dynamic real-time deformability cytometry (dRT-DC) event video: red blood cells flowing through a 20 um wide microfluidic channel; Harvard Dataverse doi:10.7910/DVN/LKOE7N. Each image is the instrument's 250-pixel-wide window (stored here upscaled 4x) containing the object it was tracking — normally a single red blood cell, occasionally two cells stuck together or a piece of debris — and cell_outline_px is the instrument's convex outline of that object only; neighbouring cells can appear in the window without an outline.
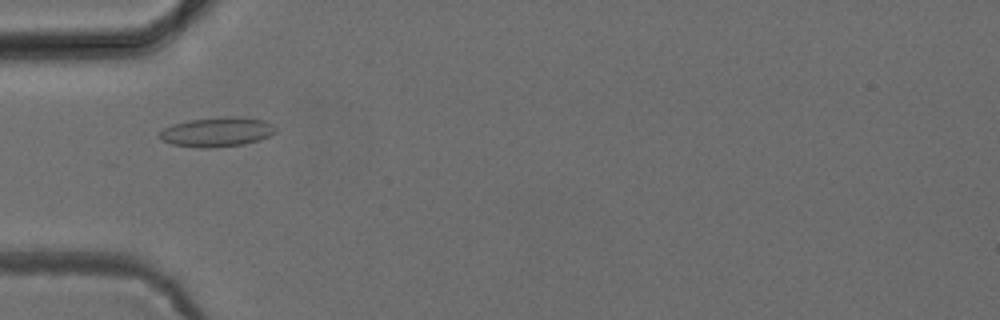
{"species": "common noctule bat (a hibernating species)", "species_latin": "Nyctalus noctula", "temperature_condition": "cold", "stored_images_in_passage": 52, "camera_frame_rate_fps": 3000, "um_per_image_px": 0.085, "animal": {"sex": "female", "body_mass_g": 24.6, "forearm_length_mm": 56.2}, "frame": {"image": 1, "passage_image": 17, "time_ms": 5.333, "image_size_px": [1000, 320], "cell_outline_px": [[276, 132], [260, 140], [244, 144], [208, 148], [200, 148], [172, 144], [160, 140], [156, 136], [164, 128], [172, 124], [188, 120], [224, 116], [240, 116], [264, 120], [272, 124], [276, 128]], "centroid_in_image_um": [18.42, 11.21], "position_along_channel_um": 66.6, "area_um2": 20.23}}
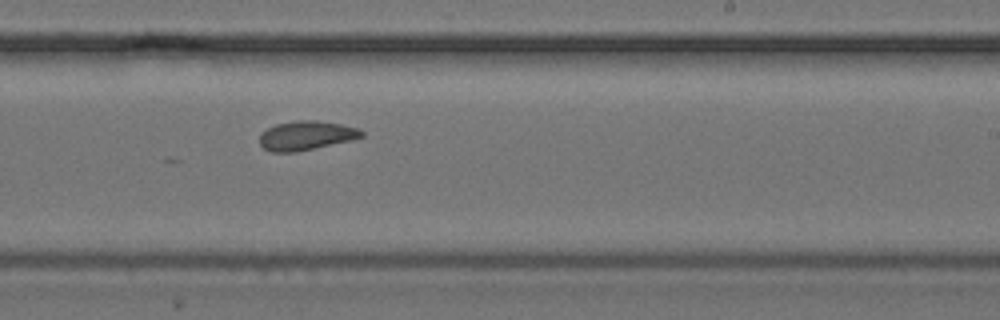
{"frame": {"image": 2, "passage_image": 32, "time_ms": 10.333, "image_size_px": [1000, 320], "cell_outline_px": [[364, 136], [352, 140], [296, 152], [272, 152], [264, 148], [260, 144], [260, 132], [276, 124], [296, 120], [316, 120], [340, 124], [360, 128], [364, 132]], "centroid_in_image_um": [26.04, 11.51], "position_along_channel_um": 263.0, "area_um2": 17.4}}
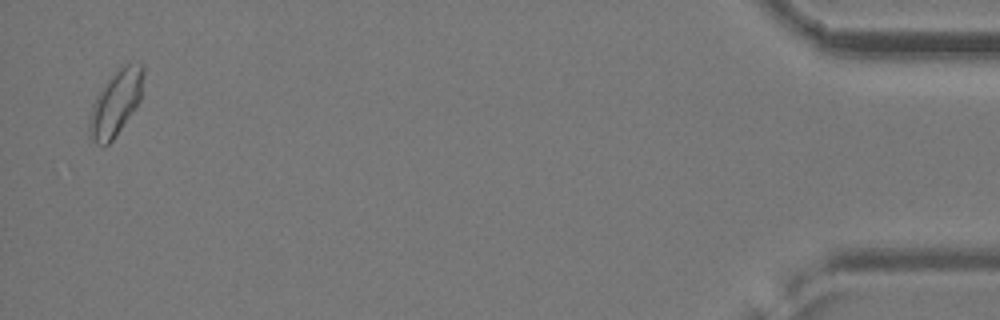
{"frame": {"image": 3, "passage_image": 51, "time_ms": 16.667, "image_size_px": [1000, 320], "cell_outline_px": [[144, 72], [140, 100], [112, 140], [108, 144], [96, 144], [88, 136], [88, 120], [92, 104], [96, 96], [104, 84], [124, 64], [140, 60], [144, 64]], "centroid_in_image_um": [9.83, 8.72], "position_along_channel_um": 425.4, "area_um2": 20.46}}